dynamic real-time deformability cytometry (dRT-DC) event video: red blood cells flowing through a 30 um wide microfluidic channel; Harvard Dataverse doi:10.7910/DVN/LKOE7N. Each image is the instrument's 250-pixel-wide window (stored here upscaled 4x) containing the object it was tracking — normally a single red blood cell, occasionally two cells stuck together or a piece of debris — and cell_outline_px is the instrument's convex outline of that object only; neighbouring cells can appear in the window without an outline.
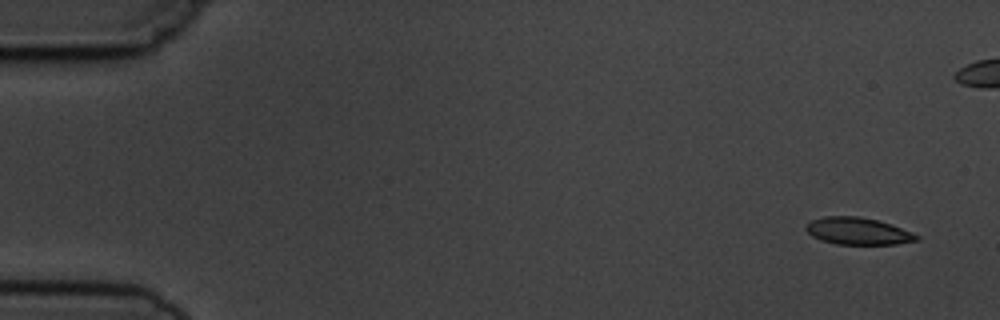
{"species": "common noctule bat (a hibernating species)", "species_latin": "Nyctalus noctula", "temperature_condition": "cold", "stored_images_in_passage": 5, "camera_frame_rate_fps": 3000, "um_per_image_px": 0.085, "animal": {"sex": "male", "body_mass_g": 19.5, "forearm_length_mm": 54.6}, "frame": {"image": 1, "passage_image": 1, "time_ms": 0.0, "image_size_px": [1000, 320], "cell_outline_px": [[920, 240], [896, 244], [836, 244], [820, 240], [812, 236], [804, 228], [812, 220], [824, 216], [860, 216], [892, 224], [912, 232], [920, 236]], "centroid_in_image_um": [72.94, 19.64], "position_along_channel_um": 12.1, "area_um2": 17.51}}